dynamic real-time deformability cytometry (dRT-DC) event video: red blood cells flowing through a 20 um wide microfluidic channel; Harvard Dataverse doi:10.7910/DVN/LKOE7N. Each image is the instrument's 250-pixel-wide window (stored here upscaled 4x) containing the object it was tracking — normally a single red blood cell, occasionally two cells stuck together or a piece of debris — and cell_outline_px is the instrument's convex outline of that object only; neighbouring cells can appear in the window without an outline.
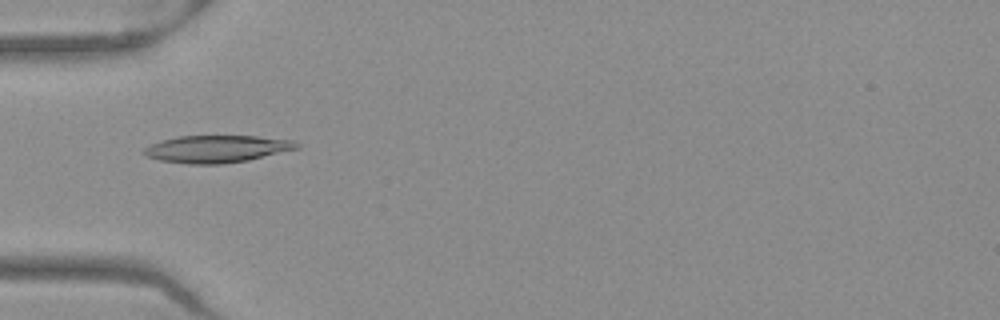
{"species": "Egyptian fruit bat (a non-hibernating species)", "species_latin": "Rousettus aegyptiacus", "temperature_condition": "warm", "stored_images_in_passage": 41, "camera_frame_rate_fps": 3000, "um_per_image_px": 0.085, "frame": {"image": 1, "passage_image": 6, "time_ms": 1.667, "image_size_px": [1000, 320], "cell_outline_px": [[300, 148], [248, 160], [224, 164], [188, 164], [160, 160], [144, 156], [140, 152], [144, 148], [160, 140], [180, 136], [256, 136], [292, 140], [300, 144]], "centroid_in_image_um": [18.4, 12.66], "position_along_channel_um": 66.6, "area_um2": 24.39}}
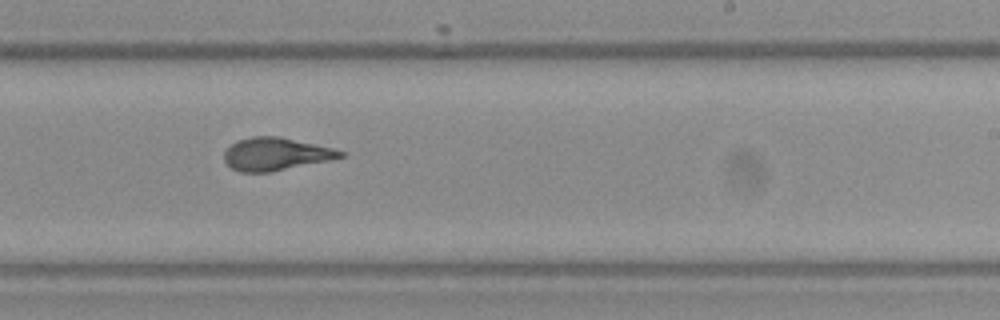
{"frame": {"image": 2, "passage_image": 21, "time_ms": 6.667, "image_size_px": [1000, 320], "cell_outline_px": [[344, 156], [332, 160], [272, 172], [240, 172], [232, 168], [224, 160], [224, 152], [236, 140], [252, 136], [280, 136], [332, 148], [344, 152]], "centroid_in_image_um": [23.44, 13.1], "position_along_channel_um": 265.6, "area_um2": 22.25}}
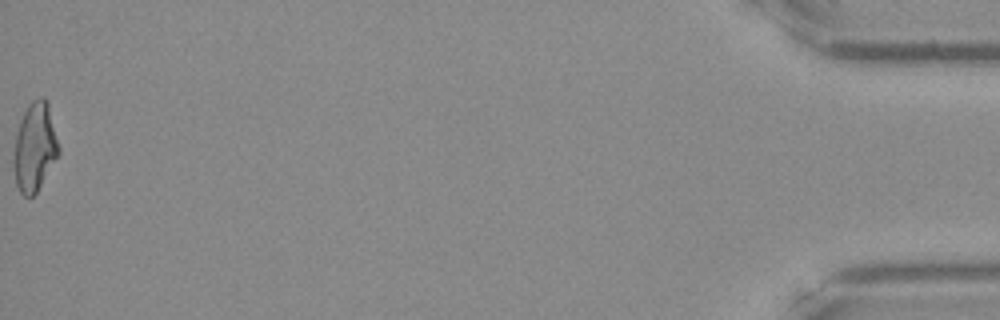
{"frame": {"image": 3, "passage_image": 41, "time_ms": 13.333, "image_size_px": [1000, 320], "cell_outline_px": [[60, 152], [36, 192], [32, 196], [24, 196], [20, 192], [16, 184], [12, 164], [12, 160], [16, 136], [20, 120], [28, 104], [32, 100], [40, 96], [44, 96], [48, 104], [60, 148]], "centroid_in_image_um": [2.94, 12.49], "position_along_channel_um": 432.3, "area_um2": 23.18}, "authors_computed_cell_mechanics": {"area_um2": 22.7732, "velocity_mm_per_s": 3.9773, "shape_relaxation_time_tau1_ms": 6.8168, "shape_relaxation_time_tau2_ms": 1.0768, "deformation_change_tau1": 0.2386, "deformation_change_tau2": 0.0711}}